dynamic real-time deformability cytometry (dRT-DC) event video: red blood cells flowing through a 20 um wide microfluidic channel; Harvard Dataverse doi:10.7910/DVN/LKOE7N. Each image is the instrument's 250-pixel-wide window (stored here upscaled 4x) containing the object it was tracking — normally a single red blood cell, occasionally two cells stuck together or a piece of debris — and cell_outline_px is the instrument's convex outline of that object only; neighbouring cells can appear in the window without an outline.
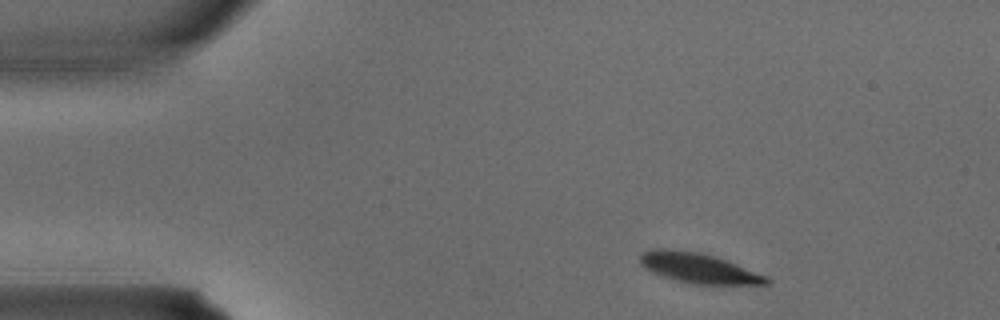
{"species": "common noctule bat (a hibernating species)", "species_latin": "Nyctalus noctula", "temperature_condition": "warm", "stored_images_in_passage": 2, "camera_frame_rate_fps": 3000, "um_per_image_px": 0.085, "animal": {"sex": "male", "body_mass_g": 15.6}, "frame": {"image": 1, "passage_image": 1, "time_ms": 0.0, "image_size_px": [1000, 320], "cell_outline_px": [[772, 280], [768, 284], [696, 284], [676, 280], [652, 272], [644, 268], [640, 264], [640, 256], [644, 252], [652, 248], [668, 248], [700, 252], [736, 264], [768, 276]], "centroid_in_image_um": [59.36, 22.78], "position_along_channel_um": 25.6, "area_um2": 21.96}}